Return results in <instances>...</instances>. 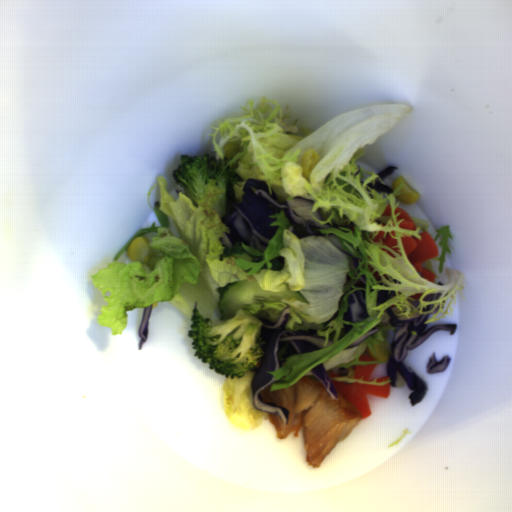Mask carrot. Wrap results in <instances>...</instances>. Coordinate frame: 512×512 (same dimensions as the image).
Wrapping results in <instances>:
<instances>
[{"mask_svg":"<svg viewBox=\"0 0 512 512\" xmlns=\"http://www.w3.org/2000/svg\"><path fill=\"white\" fill-rule=\"evenodd\" d=\"M420 237L421 239L413 235L404 236L401 238V245L407 259L419 275L433 283L435 273L425 268L423 264L429 259L437 257L439 253L429 232L424 231Z\"/></svg>","mask_w":512,"mask_h":512,"instance_id":"carrot-1","label":"carrot"},{"mask_svg":"<svg viewBox=\"0 0 512 512\" xmlns=\"http://www.w3.org/2000/svg\"><path fill=\"white\" fill-rule=\"evenodd\" d=\"M335 391L348 399L359 411L361 418L366 419L372 415L368 395L387 399L390 396L391 384H360L355 382H344L331 380Z\"/></svg>","mask_w":512,"mask_h":512,"instance_id":"carrot-2","label":"carrot"},{"mask_svg":"<svg viewBox=\"0 0 512 512\" xmlns=\"http://www.w3.org/2000/svg\"><path fill=\"white\" fill-rule=\"evenodd\" d=\"M377 364L370 365H356L353 371V379H361L363 377V381L366 382H383L388 379V376H380V377H371Z\"/></svg>","mask_w":512,"mask_h":512,"instance_id":"carrot-3","label":"carrot"},{"mask_svg":"<svg viewBox=\"0 0 512 512\" xmlns=\"http://www.w3.org/2000/svg\"><path fill=\"white\" fill-rule=\"evenodd\" d=\"M397 213H399V216L396 218V222H399L400 220L403 219L399 224L400 228H403L405 230H416L415 222L407 212L397 207L394 210V215Z\"/></svg>","mask_w":512,"mask_h":512,"instance_id":"carrot-4","label":"carrot"},{"mask_svg":"<svg viewBox=\"0 0 512 512\" xmlns=\"http://www.w3.org/2000/svg\"><path fill=\"white\" fill-rule=\"evenodd\" d=\"M384 234V230L379 231L378 234L374 237L373 241L379 242L381 240L382 244L387 245L390 248L397 246V240H395L390 233H387L386 238H384Z\"/></svg>","mask_w":512,"mask_h":512,"instance_id":"carrot-5","label":"carrot"},{"mask_svg":"<svg viewBox=\"0 0 512 512\" xmlns=\"http://www.w3.org/2000/svg\"><path fill=\"white\" fill-rule=\"evenodd\" d=\"M359 361H376L370 354H361Z\"/></svg>","mask_w":512,"mask_h":512,"instance_id":"carrot-6","label":"carrot"},{"mask_svg":"<svg viewBox=\"0 0 512 512\" xmlns=\"http://www.w3.org/2000/svg\"><path fill=\"white\" fill-rule=\"evenodd\" d=\"M382 216L384 217H390L391 216V205H387L382 213Z\"/></svg>","mask_w":512,"mask_h":512,"instance_id":"carrot-7","label":"carrot"},{"mask_svg":"<svg viewBox=\"0 0 512 512\" xmlns=\"http://www.w3.org/2000/svg\"><path fill=\"white\" fill-rule=\"evenodd\" d=\"M422 295H423V293H421V292L420 293H416L414 295H411V298L413 300L419 301V299L422 297Z\"/></svg>","mask_w":512,"mask_h":512,"instance_id":"carrot-8","label":"carrot"},{"mask_svg":"<svg viewBox=\"0 0 512 512\" xmlns=\"http://www.w3.org/2000/svg\"><path fill=\"white\" fill-rule=\"evenodd\" d=\"M327 374H328V376H329V378H330V379H331V378H335V377H340L339 375L334 374L332 370H331V371H329Z\"/></svg>","mask_w":512,"mask_h":512,"instance_id":"carrot-9","label":"carrot"}]
</instances>
